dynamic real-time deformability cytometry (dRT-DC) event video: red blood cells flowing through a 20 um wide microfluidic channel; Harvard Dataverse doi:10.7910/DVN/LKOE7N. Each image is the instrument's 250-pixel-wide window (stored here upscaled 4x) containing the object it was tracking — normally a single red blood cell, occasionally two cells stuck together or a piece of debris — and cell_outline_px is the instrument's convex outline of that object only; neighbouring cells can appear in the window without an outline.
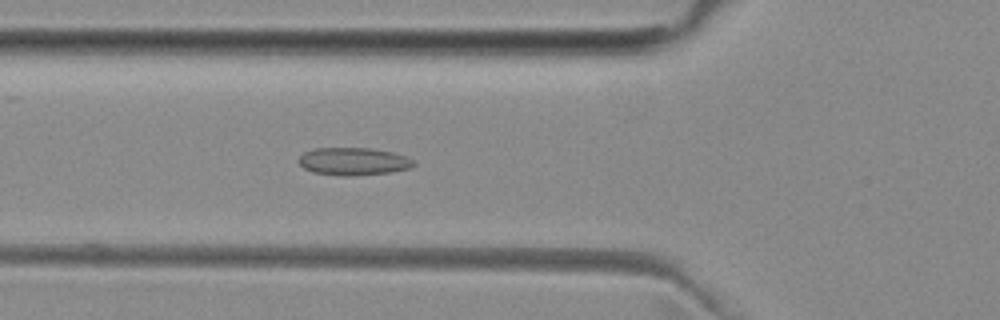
{"species": "common noctule bat (a hibernating species)", "species_latin": "Nyctalus noctula", "temperature_condition": "room temperature", "stored_images_in_passage": 51, "camera_frame_rate_fps": 3000, "um_per_image_px": 0.085, "animal": {"sex": "female", "body_mass_g": 29.2, "forearm_length_mm": 56.3}, "frame": {"image": 1, "passage_image": 17, "time_ms": 5.333, "image_size_px": [1000, 320], "cell_outline_px": [[416, 164], [412, 168], [392, 172], [352, 176], [344, 176], [312, 172], [304, 168], [300, 164], [300, 156], [304, 152], [312, 148], [372, 148], [392, 152], [404, 156], [412, 160]], "centroid_in_image_um": [30.05, 13.72], "position_along_channel_um": 95.7, "area_um2": 18.55}}
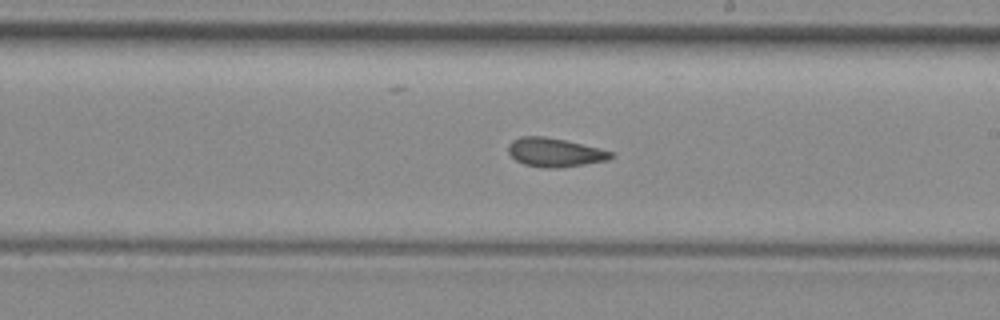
{"frame": {"image": 2, "passage_image": 28, "time_ms": 9.0, "image_size_px": [1000, 320], "cell_outline_px": [[616, 156], [608, 160], [560, 168], [544, 168], [524, 164], [516, 160], [508, 152], [508, 144], [512, 140], [520, 136], [544, 136], [564, 140], [600, 148], [612, 152]], "centroid_in_image_um": [47.16, 12.95], "position_along_channel_um": 241.8, "area_um2": 17.28}}
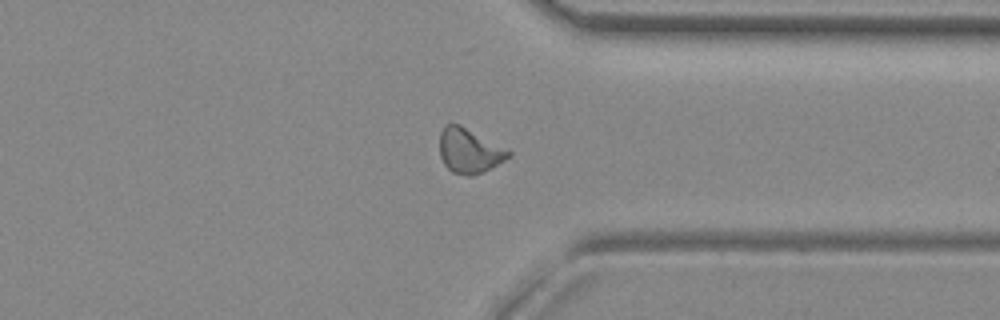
{"frame": {"image": 3, "passage_image": 38, "time_ms": 12.333, "image_size_px": [1000, 320], "cell_outline_px": [[512, 156], [484, 172], [472, 176], [468, 176], [452, 172], [444, 164], [440, 156], [440, 132], [444, 124], [460, 124], [508, 148], [512, 152]], "centroid_in_image_um": [39.92, 12.81], "position_along_channel_um": 371.5, "area_um2": 18.26}, "authors_computed_cell_mechanics": {"area_um2": 17.8024, "velocity_mm_per_s": 3.9767, "shape_relaxation_time_tau1_ms": null, "shape_relaxation_time_tau2_ms": 1.7109, "deformation_change_tau1": null, "deformation_change_tau2": 0.0674}}